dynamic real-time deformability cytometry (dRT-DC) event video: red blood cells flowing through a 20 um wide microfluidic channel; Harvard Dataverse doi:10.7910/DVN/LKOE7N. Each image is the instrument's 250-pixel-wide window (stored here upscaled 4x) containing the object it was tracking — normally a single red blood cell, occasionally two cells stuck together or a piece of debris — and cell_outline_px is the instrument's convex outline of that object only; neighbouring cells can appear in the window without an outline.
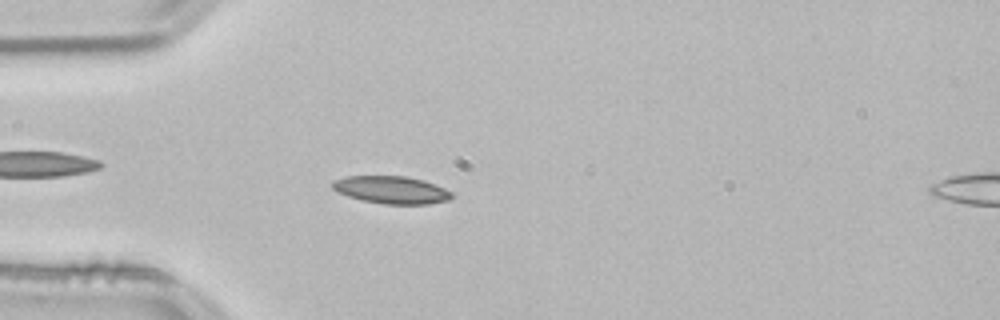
{"species": "common noctule bat (a hibernating species)", "species_latin": "Nyctalus noctula", "temperature_condition": "room temperature", "stored_images_in_passage": 52, "camera_frame_rate_fps": 3000, "um_per_image_px": 0.085, "animal": {"sex": "male", "body_mass_g": 21.5, "forearm_length_mm": 52.0}, "frame": {"image": 1, "passage_image": 14, "time_ms": 4.333, "image_size_px": [1000, 320], "cell_outline_px": [[452, 196], [448, 200], [428, 204], [384, 204], [364, 200], [348, 196], [336, 192], [332, 188], [332, 180], [348, 176], [408, 176], [424, 180], [444, 188], [452, 192]], "centroid_in_image_um": [33.25, 16.13], "position_along_channel_um": 51.7, "area_um2": 19.13}}
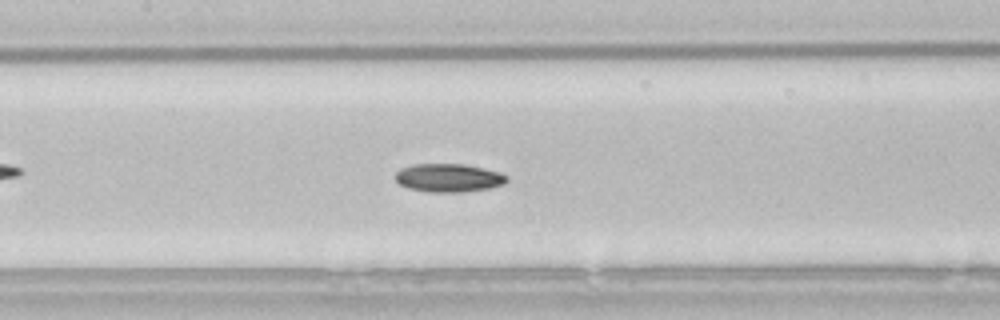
{"frame": {"image": 2, "passage_image": 24, "time_ms": 7.667, "image_size_px": [1000, 320], "cell_outline_px": [[508, 180], [504, 184], [488, 188], [464, 192], [432, 192], [408, 188], [400, 184], [392, 176], [400, 168], [412, 164], [464, 164], [484, 168], [500, 172], [508, 176]], "centroid_in_image_um": [38.12, 15.11], "position_along_channel_um": 169.3, "area_um2": 18.55}}
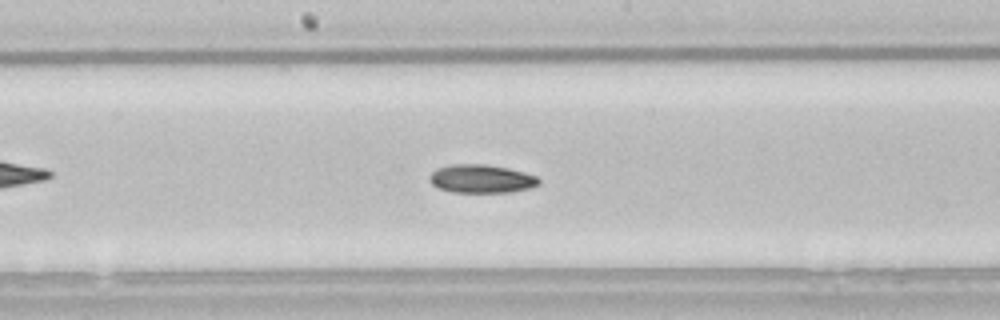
{"frame": {"image": 3, "passage_image": 27, "time_ms": 8.667, "image_size_px": [1000, 320], "cell_outline_px": [[540, 184], [528, 188], [508, 192], [452, 192], [436, 188], [428, 180], [428, 176], [436, 168], [452, 164], [488, 164], [508, 168], [524, 172], [536, 176], [540, 180]], "centroid_in_image_um": [40.87, 15.19], "position_along_channel_um": 207.3, "area_um2": 18.21}, "authors_computed_cell_mechanics": {"area_um2": 17.8313, "velocity_mm_per_s": 3.8124, "shape_relaxation_time_tau1_ms": null, "shape_relaxation_time_tau2_ms": 4.3573, "deformation_change_tau1": null, "deformation_change_tau2": 0.081}}